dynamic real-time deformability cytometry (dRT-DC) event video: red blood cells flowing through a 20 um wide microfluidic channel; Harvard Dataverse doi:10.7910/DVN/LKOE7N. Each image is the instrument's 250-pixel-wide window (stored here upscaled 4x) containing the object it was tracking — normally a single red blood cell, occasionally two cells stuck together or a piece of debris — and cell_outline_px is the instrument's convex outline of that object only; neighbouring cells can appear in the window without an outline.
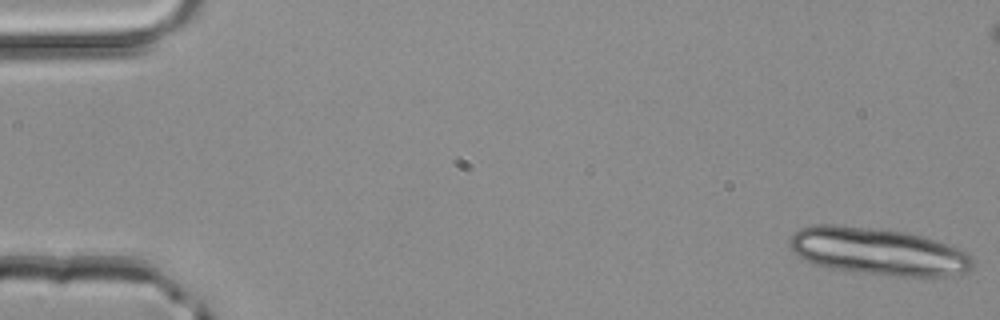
{"species": "common noctule bat (a hibernating species)", "species_latin": "Nyctalus noctula", "temperature_condition": "room temperature", "stored_images_in_passage": 20, "camera_frame_rate_fps": 3000, "um_per_image_px": 0.085, "animal": {"sex": "male", "body_mass_g": 20.4}, "frame": {"image": 1, "passage_image": 1, "time_ms": 0.0, "image_size_px": [1000, 320], "cell_outline_px": [[976, 264], [968, 272], [952, 276], [896, 276], [832, 268], [816, 264], [804, 260], [788, 244], [788, 240], [800, 228], [812, 224], [836, 224], [904, 232], [936, 240], [956, 248], [972, 256], [976, 260]], "centroid_in_image_um": [74.68, 21.37], "position_along_channel_um": 10.3, "area_um2": 50.05}}